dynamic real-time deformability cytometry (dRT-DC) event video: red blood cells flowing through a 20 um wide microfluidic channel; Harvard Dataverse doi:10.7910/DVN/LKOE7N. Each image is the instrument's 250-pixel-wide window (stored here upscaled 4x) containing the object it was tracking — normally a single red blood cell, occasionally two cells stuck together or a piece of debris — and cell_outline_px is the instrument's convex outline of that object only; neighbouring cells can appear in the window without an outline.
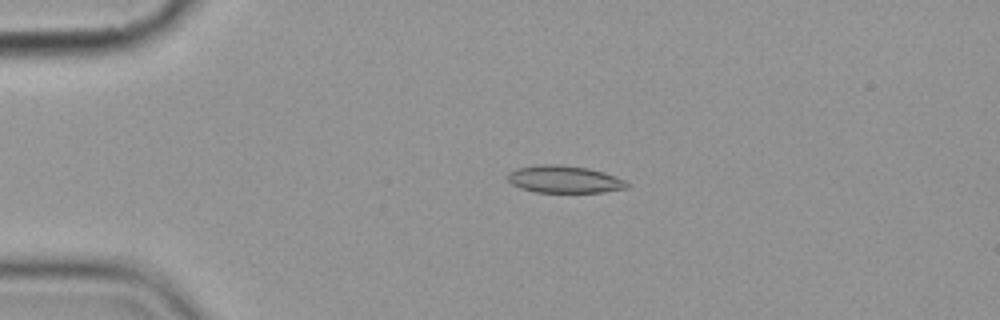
{"species": "common noctule bat (a hibernating species)", "species_latin": "Nyctalus noctula", "temperature_condition": "cold", "stored_images_in_passage": 4, "camera_frame_rate_fps": 3000, "um_per_image_px": 0.085, "animal": {"sex": "female", "body_mass_g": 19.9}, "frame": {"image": 1, "passage_image": 3, "time_ms": 2.333, "image_size_px": [1000, 320], "cell_outline_px": [[628, 188], [604, 192], [536, 192], [520, 188], [512, 184], [508, 180], [508, 172], [516, 168], [536, 164], [560, 164], [588, 168], [604, 172], [628, 180]], "centroid_in_image_um": [47.98, 15.23], "position_along_channel_um": 37.0, "area_um2": 19.25}}